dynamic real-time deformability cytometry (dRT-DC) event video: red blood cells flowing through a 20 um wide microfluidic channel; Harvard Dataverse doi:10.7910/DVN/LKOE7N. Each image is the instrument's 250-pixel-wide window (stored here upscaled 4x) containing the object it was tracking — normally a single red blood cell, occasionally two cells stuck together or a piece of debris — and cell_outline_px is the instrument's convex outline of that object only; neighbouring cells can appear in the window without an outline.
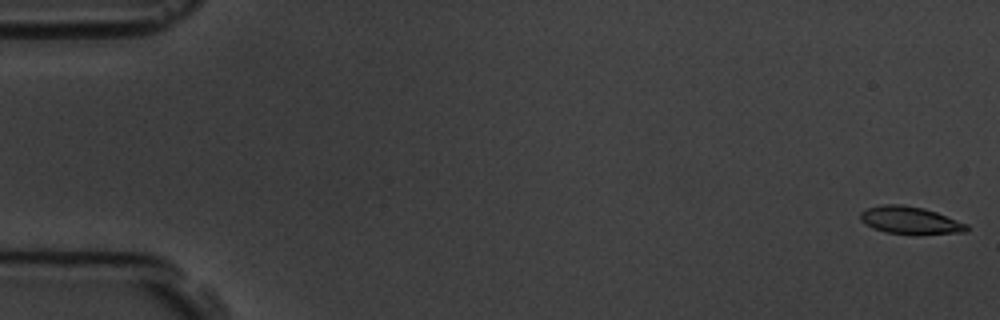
{"species": "common noctule bat (a hibernating species)", "species_latin": "Nyctalus noctula", "temperature_condition": "room temperature", "stored_images_in_passage": 6, "camera_frame_rate_fps": 3000, "um_per_image_px": 0.085, "animal": {"sex": "male", "body_mass_g": 19.5, "forearm_length_mm": 54.6}, "frame": {"image": 1, "passage_image": 1, "time_ms": 0.0, "image_size_px": [1000, 320], "cell_outline_px": [[968, 232], [916, 236], [884, 232], [872, 228], [860, 220], [860, 212], [864, 208], [880, 204], [900, 204], [924, 208], [936, 212], [968, 224]], "centroid_in_image_um": [77.36, 18.75], "position_along_channel_um": 7.6, "area_um2": 17.69}}
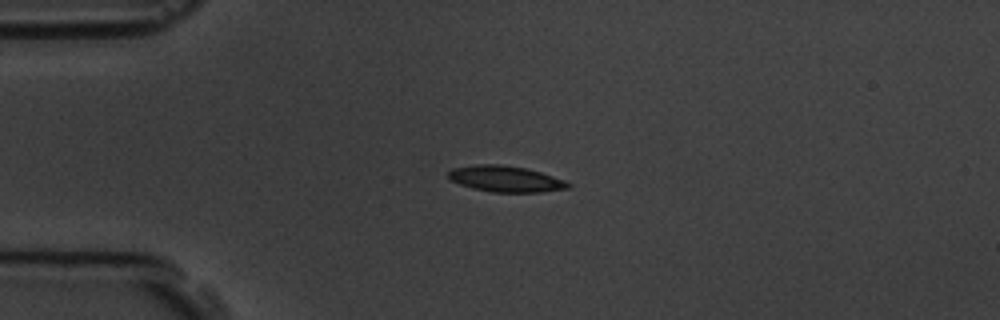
{"frame": {"image": 2, "passage_image": 5, "time_ms": 4.333, "image_size_px": [1000, 320], "cell_outline_px": [[572, 184], [568, 188], [540, 192], [492, 192], [472, 188], [460, 184], [452, 180], [448, 176], [448, 172], [452, 168], [476, 164], [500, 164], [528, 168], [564, 180]], "centroid_in_image_um": [42.97, 15.2], "position_along_channel_um": 42.0, "area_um2": 18.15}}